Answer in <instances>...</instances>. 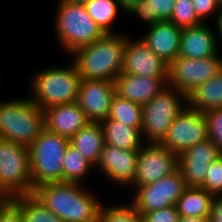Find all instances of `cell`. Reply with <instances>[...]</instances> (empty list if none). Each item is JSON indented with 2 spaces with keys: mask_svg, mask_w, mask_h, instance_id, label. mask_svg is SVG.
Listing matches in <instances>:
<instances>
[{
  "mask_svg": "<svg viewBox=\"0 0 222 222\" xmlns=\"http://www.w3.org/2000/svg\"><path fill=\"white\" fill-rule=\"evenodd\" d=\"M120 9L122 8L123 11L128 12V10L139 0H116Z\"/></svg>",
  "mask_w": 222,
  "mask_h": 222,
  "instance_id": "cell-40",
  "label": "cell"
},
{
  "mask_svg": "<svg viewBox=\"0 0 222 222\" xmlns=\"http://www.w3.org/2000/svg\"><path fill=\"white\" fill-rule=\"evenodd\" d=\"M82 186L50 182L35 187L33 194L63 222H99L103 205L97 196L84 191Z\"/></svg>",
  "mask_w": 222,
  "mask_h": 222,
  "instance_id": "cell-1",
  "label": "cell"
},
{
  "mask_svg": "<svg viewBox=\"0 0 222 222\" xmlns=\"http://www.w3.org/2000/svg\"><path fill=\"white\" fill-rule=\"evenodd\" d=\"M178 168L177 154L172 153L161 143H147L139 150L131 186L136 189L138 186L152 184L162 177L173 174Z\"/></svg>",
  "mask_w": 222,
  "mask_h": 222,
  "instance_id": "cell-12",
  "label": "cell"
},
{
  "mask_svg": "<svg viewBox=\"0 0 222 222\" xmlns=\"http://www.w3.org/2000/svg\"><path fill=\"white\" fill-rule=\"evenodd\" d=\"M188 106L201 113L222 108V70L187 96Z\"/></svg>",
  "mask_w": 222,
  "mask_h": 222,
  "instance_id": "cell-23",
  "label": "cell"
},
{
  "mask_svg": "<svg viewBox=\"0 0 222 222\" xmlns=\"http://www.w3.org/2000/svg\"><path fill=\"white\" fill-rule=\"evenodd\" d=\"M20 209L24 222H63L32 193L10 198Z\"/></svg>",
  "mask_w": 222,
  "mask_h": 222,
  "instance_id": "cell-26",
  "label": "cell"
},
{
  "mask_svg": "<svg viewBox=\"0 0 222 222\" xmlns=\"http://www.w3.org/2000/svg\"><path fill=\"white\" fill-rule=\"evenodd\" d=\"M178 222H211L210 217L180 216Z\"/></svg>",
  "mask_w": 222,
  "mask_h": 222,
  "instance_id": "cell-39",
  "label": "cell"
},
{
  "mask_svg": "<svg viewBox=\"0 0 222 222\" xmlns=\"http://www.w3.org/2000/svg\"><path fill=\"white\" fill-rule=\"evenodd\" d=\"M91 167L94 166L69 143L63 159V182L81 184Z\"/></svg>",
  "mask_w": 222,
  "mask_h": 222,
  "instance_id": "cell-29",
  "label": "cell"
},
{
  "mask_svg": "<svg viewBox=\"0 0 222 222\" xmlns=\"http://www.w3.org/2000/svg\"><path fill=\"white\" fill-rule=\"evenodd\" d=\"M211 222H222V195L214 196L210 215Z\"/></svg>",
  "mask_w": 222,
  "mask_h": 222,
  "instance_id": "cell-37",
  "label": "cell"
},
{
  "mask_svg": "<svg viewBox=\"0 0 222 222\" xmlns=\"http://www.w3.org/2000/svg\"><path fill=\"white\" fill-rule=\"evenodd\" d=\"M107 119L117 120L128 127L141 128L142 105L115 94Z\"/></svg>",
  "mask_w": 222,
  "mask_h": 222,
  "instance_id": "cell-27",
  "label": "cell"
},
{
  "mask_svg": "<svg viewBox=\"0 0 222 222\" xmlns=\"http://www.w3.org/2000/svg\"><path fill=\"white\" fill-rule=\"evenodd\" d=\"M72 3H76V4H81V5H85L87 3H89L92 0H69Z\"/></svg>",
  "mask_w": 222,
  "mask_h": 222,
  "instance_id": "cell-41",
  "label": "cell"
},
{
  "mask_svg": "<svg viewBox=\"0 0 222 222\" xmlns=\"http://www.w3.org/2000/svg\"><path fill=\"white\" fill-rule=\"evenodd\" d=\"M215 144L207 139L178 155L179 170L187 187H200L210 164L220 156Z\"/></svg>",
  "mask_w": 222,
  "mask_h": 222,
  "instance_id": "cell-15",
  "label": "cell"
},
{
  "mask_svg": "<svg viewBox=\"0 0 222 222\" xmlns=\"http://www.w3.org/2000/svg\"><path fill=\"white\" fill-rule=\"evenodd\" d=\"M207 139L208 128L203 113L187 105L173 120L161 144L172 153L180 155L184 150Z\"/></svg>",
  "mask_w": 222,
  "mask_h": 222,
  "instance_id": "cell-11",
  "label": "cell"
},
{
  "mask_svg": "<svg viewBox=\"0 0 222 222\" xmlns=\"http://www.w3.org/2000/svg\"><path fill=\"white\" fill-rule=\"evenodd\" d=\"M187 104L186 95L166 86L158 95L142 105L141 134L146 143H161L173 120Z\"/></svg>",
  "mask_w": 222,
  "mask_h": 222,
  "instance_id": "cell-7",
  "label": "cell"
},
{
  "mask_svg": "<svg viewBox=\"0 0 222 222\" xmlns=\"http://www.w3.org/2000/svg\"><path fill=\"white\" fill-rule=\"evenodd\" d=\"M106 145L120 149L140 150L143 146L141 128L128 127L114 119L100 122Z\"/></svg>",
  "mask_w": 222,
  "mask_h": 222,
  "instance_id": "cell-22",
  "label": "cell"
},
{
  "mask_svg": "<svg viewBox=\"0 0 222 222\" xmlns=\"http://www.w3.org/2000/svg\"><path fill=\"white\" fill-rule=\"evenodd\" d=\"M89 16L105 34H112L120 6L116 0H92L85 4Z\"/></svg>",
  "mask_w": 222,
  "mask_h": 222,
  "instance_id": "cell-28",
  "label": "cell"
},
{
  "mask_svg": "<svg viewBox=\"0 0 222 222\" xmlns=\"http://www.w3.org/2000/svg\"><path fill=\"white\" fill-rule=\"evenodd\" d=\"M115 94L113 81L81 79L77 103L89 122L100 123L109 117Z\"/></svg>",
  "mask_w": 222,
  "mask_h": 222,
  "instance_id": "cell-13",
  "label": "cell"
},
{
  "mask_svg": "<svg viewBox=\"0 0 222 222\" xmlns=\"http://www.w3.org/2000/svg\"><path fill=\"white\" fill-rule=\"evenodd\" d=\"M141 216L143 222H178L180 217L176 205L154 210Z\"/></svg>",
  "mask_w": 222,
  "mask_h": 222,
  "instance_id": "cell-34",
  "label": "cell"
},
{
  "mask_svg": "<svg viewBox=\"0 0 222 222\" xmlns=\"http://www.w3.org/2000/svg\"><path fill=\"white\" fill-rule=\"evenodd\" d=\"M69 142L95 167L105 145L101 124L99 122H88L69 139Z\"/></svg>",
  "mask_w": 222,
  "mask_h": 222,
  "instance_id": "cell-21",
  "label": "cell"
},
{
  "mask_svg": "<svg viewBox=\"0 0 222 222\" xmlns=\"http://www.w3.org/2000/svg\"><path fill=\"white\" fill-rule=\"evenodd\" d=\"M184 29L201 24L203 21L197 16L192 0H176L171 18L168 20Z\"/></svg>",
  "mask_w": 222,
  "mask_h": 222,
  "instance_id": "cell-31",
  "label": "cell"
},
{
  "mask_svg": "<svg viewBox=\"0 0 222 222\" xmlns=\"http://www.w3.org/2000/svg\"><path fill=\"white\" fill-rule=\"evenodd\" d=\"M176 0H139L129 10L127 14L140 17L148 28L159 21H166L171 18Z\"/></svg>",
  "mask_w": 222,
  "mask_h": 222,
  "instance_id": "cell-25",
  "label": "cell"
},
{
  "mask_svg": "<svg viewBox=\"0 0 222 222\" xmlns=\"http://www.w3.org/2000/svg\"><path fill=\"white\" fill-rule=\"evenodd\" d=\"M168 86V77H143L120 73L115 80L116 94L140 105L146 104Z\"/></svg>",
  "mask_w": 222,
  "mask_h": 222,
  "instance_id": "cell-18",
  "label": "cell"
},
{
  "mask_svg": "<svg viewBox=\"0 0 222 222\" xmlns=\"http://www.w3.org/2000/svg\"><path fill=\"white\" fill-rule=\"evenodd\" d=\"M0 222H24L20 209L11 199L0 203Z\"/></svg>",
  "mask_w": 222,
  "mask_h": 222,
  "instance_id": "cell-35",
  "label": "cell"
},
{
  "mask_svg": "<svg viewBox=\"0 0 222 222\" xmlns=\"http://www.w3.org/2000/svg\"><path fill=\"white\" fill-rule=\"evenodd\" d=\"M219 6L222 8V0H217Z\"/></svg>",
  "mask_w": 222,
  "mask_h": 222,
  "instance_id": "cell-43",
  "label": "cell"
},
{
  "mask_svg": "<svg viewBox=\"0 0 222 222\" xmlns=\"http://www.w3.org/2000/svg\"><path fill=\"white\" fill-rule=\"evenodd\" d=\"M140 37L156 56L168 65L178 57L182 29L168 20L159 21Z\"/></svg>",
  "mask_w": 222,
  "mask_h": 222,
  "instance_id": "cell-20",
  "label": "cell"
},
{
  "mask_svg": "<svg viewBox=\"0 0 222 222\" xmlns=\"http://www.w3.org/2000/svg\"><path fill=\"white\" fill-rule=\"evenodd\" d=\"M55 31L59 44L68 54L92 44L105 33L89 16L85 5L58 0Z\"/></svg>",
  "mask_w": 222,
  "mask_h": 222,
  "instance_id": "cell-5",
  "label": "cell"
},
{
  "mask_svg": "<svg viewBox=\"0 0 222 222\" xmlns=\"http://www.w3.org/2000/svg\"><path fill=\"white\" fill-rule=\"evenodd\" d=\"M44 129V110L30 98L0 102V139L29 147Z\"/></svg>",
  "mask_w": 222,
  "mask_h": 222,
  "instance_id": "cell-4",
  "label": "cell"
},
{
  "mask_svg": "<svg viewBox=\"0 0 222 222\" xmlns=\"http://www.w3.org/2000/svg\"><path fill=\"white\" fill-rule=\"evenodd\" d=\"M88 122L77 102L56 105L44 110V128L67 139Z\"/></svg>",
  "mask_w": 222,
  "mask_h": 222,
  "instance_id": "cell-19",
  "label": "cell"
},
{
  "mask_svg": "<svg viewBox=\"0 0 222 222\" xmlns=\"http://www.w3.org/2000/svg\"><path fill=\"white\" fill-rule=\"evenodd\" d=\"M69 139L45 128L29 148L30 174L34 188L50 182H63V159Z\"/></svg>",
  "mask_w": 222,
  "mask_h": 222,
  "instance_id": "cell-6",
  "label": "cell"
},
{
  "mask_svg": "<svg viewBox=\"0 0 222 222\" xmlns=\"http://www.w3.org/2000/svg\"><path fill=\"white\" fill-rule=\"evenodd\" d=\"M124 46L125 35L115 32L74 50L71 56L81 79L115 82L122 72Z\"/></svg>",
  "mask_w": 222,
  "mask_h": 222,
  "instance_id": "cell-2",
  "label": "cell"
},
{
  "mask_svg": "<svg viewBox=\"0 0 222 222\" xmlns=\"http://www.w3.org/2000/svg\"><path fill=\"white\" fill-rule=\"evenodd\" d=\"M222 70V57L218 54L201 59L176 57L168 67V86L188 96L202 83Z\"/></svg>",
  "mask_w": 222,
  "mask_h": 222,
  "instance_id": "cell-9",
  "label": "cell"
},
{
  "mask_svg": "<svg viewBox=\"0 0 222 222\" xmlns=\"http://www.w3.org/2000/svg\"><path fill=\"white\" fill-rule=\"evenodd\" d=\"M214 32L216 31L211 30L208 24L204 22L182 29L178 56L201 59L220 53V44Z\"/></svg>",
  "mask_w": 222,
  "mask_h": 222,
  "instance_id": "cell-17",
  "label": "cell"
},
{
  "mask_svg": "<svg viewBox=\"0 0 222 222\" xmlns=\"http://www.w3.org/2000/svg\"><path fill=\"white\" fill-rule=\"evenodd\" d=\"M30 101L42 110L77 102L81 77L73 62L69 67H49L31 77Z\"/></svg>",
  "mask_w": 222,
  "mask_h": 222,
  "instance_id": "cell-3",
  "label": "cell"
},
{
  "mask_svg": "<svg viewBox=\"0 0 222 222\" xmlns=\"http://www.w3.org/2000/svg\"><path fill=\"white\" fill-rule=\"evenodd\" d=\"M208 128V139L211 140L222 154V108L208 110L203 113Z\"/></svg>",
  "mask_w": 222,
  "mask_h": 222,
  "instance_id": "cell-33",
  "label": "cell"
},
{
  "mask_svg": "<svg viewBox=\"0 0 222 222\" xmlns=\"http://www.w3.org/2000/svg\"><path fill=\"white\" fill-rule=\"evenodd\" d=\"M214 196L202 188L187 187L177 201L180 216L210 217Z\"/></svg>",
  "mask_w": 222,
  "mask_h": 222,
  "instance_id": "cell-24",
  "label": "cell"
},
{
  "mask_svg": "<svg viewBox=\"0 0 222 222\" xmlns=\"http://www.w3.org/2000/svg\"><path fill=\"white\" fill-rule=\"evenodd\" d=\"M168 67L140 38L132 40L125 35L122 73L143 77H168Z\"/></svg>",
  "mask_w": 222,
  "mask_h": 222,
  "instance_id": "cell-14",
  "label": "cell"
},
{
  "mask_svg": "<svg viewBox=\"0 0 222 222\" xmlns=\"http://www.w3.org/2000/svg\"><path fill=\"white\" fill-rule=\"evenodd\" d=\"M99 222H143L142 216L130 205H103Z\"/></svg>",
  "mask_w": 222,
  "mask_h": 222,
  "instance_id": "cell-30",
  "label": "cell"
},
{
  "mask_svg": "<svg viewBox=\"0 0 222 222\" xmlns=\"http://www.w3.org/2000/svg\"><path fill=\"white\" fill-rule=\"evenodd\" d=\"M139 150L120 149L104 145L95 167L113 183L129 186L133 183Z\"/></svg>",
  "mask_w": 222,
  "mask_h": 222,
  "instance_id": "cell-16",
  "label": "cell"
},
{
  "mask_svg": "<svg viewBox=\"0 0 222 222\" xmlns=\"http://www.w3.org/2000/svg\"><path fill=\"white\" fill-rule=\"evenodd\" d=\"M6 198L0 193V203L3 202Z\"/></svg>",
  "mask_w": 222,
  "mask_h": 222,
  "instance_id": "cell-42",
  "label": "cell"
},
{
  "mask_svg": "<svg viewBox=\"0 0 222 222\" xmlns=\"http://www.w3.org/2000/svg\"><path fill=\"white\" fill-rule=\"evenodd\" d=\"M217 16L216 18V26H214L216 28V35H217V38L220 36V38H218V41H222V8L220 9V11L217 13V14H214Z\"/></svg>",
  "mask_w": 222,
  "mask_h": 222,
  "instance_id": "cell-38",
  "label": "cell"
},
{
  "mask_svg": "<svg viewBox=\"0 0 222 222\" xmlns=\"http://www.w3.org/2000/svg\"><path fill=\"white\" fill-rule=\"evenodd\" d=\"M197 16L204 22L213 13L221 9L217 0H192Z\"/></svg>",
  "mask_w": 222,
  "mask_h": 222,
  "instance_id": "cell-36",
  "label": "cell"
},
{
  "mask_svg": "<svg viewBox=\"0 0 222 222\" xmlns=\"http://www.w3.org/2000/svg\"><path fill=\"white\" fill-rule=\"evenodd\" d=\"M0 193L10 199L32 194L29 148L0 139Z\"/></svg>",
  "mask_w": 222,
  "mask_h": 222,
  "instance_id": "cell-8",
  "label": "cell"
},
{
  "mask_svg": "<svg viewBox=\"0 0 222 222\" xmlns=\"http://www.w3.org/2000/svg\"><path fill=\"white\" fill-rule=\"evenodd\" d=\"M199 188L213 196L222 195V154L210 164L203 184Z\"/></svg>",
  "mask_w": 222,
  "mask_h": 222,
  "instance_id": "cell-32",
  "label": "cell"
},
{
  "mask_svg": "<svg viewBox=\"0 0 222 222\" xmlns=\"http://www.w3.org/2000/svg\"><path fill=\"white\" fill-rule=\"evenodd\" d=\"M187 188L182 173L178 169L171 175L162 177L148 185L138 186L134 191L132 205L140 214L176 205Z\"/></svg>",
  "mask_w": 222,
  "mask_h": 222,
  "instance_id": "cell-10",
  "label": "cell"
}]
</instances>
